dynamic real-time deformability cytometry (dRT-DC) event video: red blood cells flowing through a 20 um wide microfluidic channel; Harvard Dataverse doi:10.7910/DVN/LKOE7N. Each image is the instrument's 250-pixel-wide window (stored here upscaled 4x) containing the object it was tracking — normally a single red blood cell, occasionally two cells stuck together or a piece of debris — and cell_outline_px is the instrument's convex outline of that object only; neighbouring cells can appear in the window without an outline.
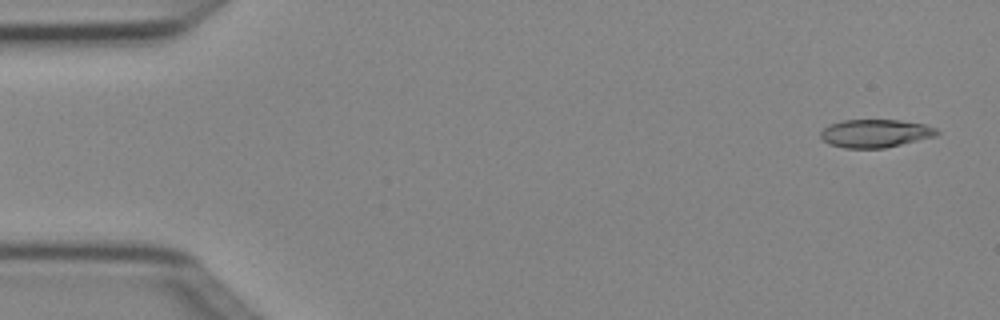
{"species": "Egyptian fruit bat (a non-hibernating species)", "species_latin": "Rousettus aegyptiacus", "temperature_condition": "cold", "stored_images_in_passage": 5, "segment_of_instrument_passage": [2, 2], "camera_frame_rate_fps": 3000, "um_per_image_px": 0.085, "animal": {"sex": "female"}, "frame": {"image": 1, "passage_image": 5, "time_ms": 1.333, "image_size_px": [1000, 320], "cell_outline_px": [[940, 132], [936, 136], [884, 148], [844, 148], [828, 144], [820, 136], [820, 132], [824, 128], [832, 124], [844, 120], [900, 120], [924, 124], [936, 128]], "centroid_in_image_um": [74.41, 11.34], "position_along_channel_um": 10.6, "area_um2": 18.96}}